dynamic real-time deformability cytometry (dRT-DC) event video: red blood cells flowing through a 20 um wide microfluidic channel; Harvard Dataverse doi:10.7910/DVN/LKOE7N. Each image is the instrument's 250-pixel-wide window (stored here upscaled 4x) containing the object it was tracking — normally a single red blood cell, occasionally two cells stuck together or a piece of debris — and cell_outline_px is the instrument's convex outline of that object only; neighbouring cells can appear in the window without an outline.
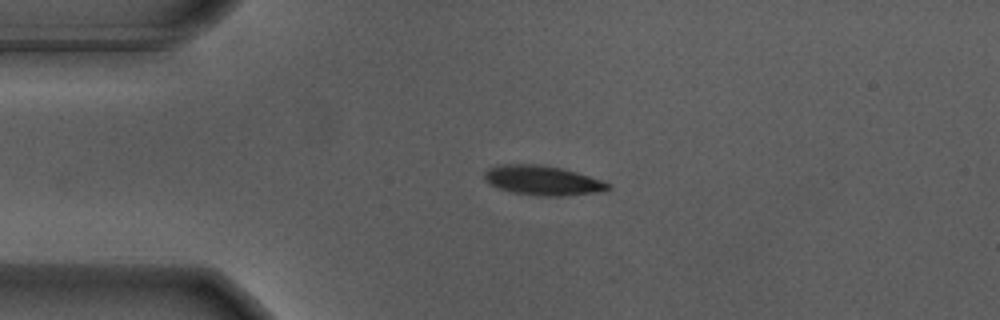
{"species": "Egyptian fruit bat (a non-hibernating species)", "species_latin": "Rousettus aegyptiacus", "temperature_condition": "warm", "stored_images_in_passage": 34, "camera_frame_rate_fps": 3000, "um_per_image_px": 0.085, "animal": {"sex": "male"}, "frame": {"image": 1, "passage_image": 1, "time_ms": 0.0, "image_size_px": [1000, 320], "cell_outline_px": [[612, 188], [596, 192], [560, 196], [540, 196], [512, 192], [488, 184], [484, 180], [484, 172], [488, 168], [500, 164], [536, 164], [560, 168], [576, 172], [612, 184]], "centroid_in_image_um": [46.08, 15.33], "position_along_channel_um": 38.9, "area_um2": 21.15}}
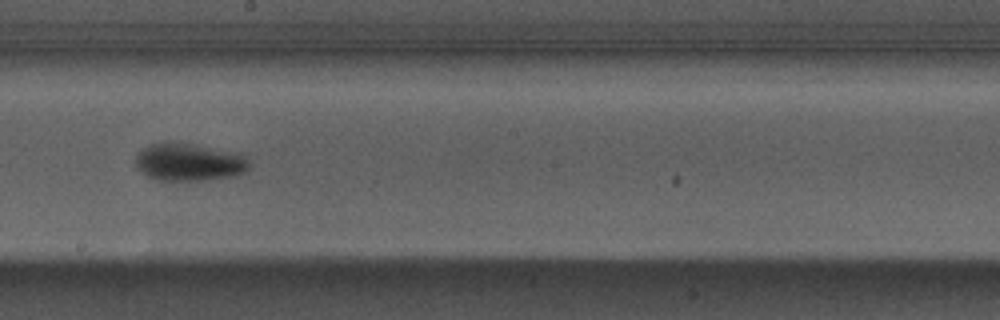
{"frame": {"image": 2, "passage_image": 19, "time_ms": 6.0, "image_size_px": [1000, 320], "cell_outline_px": [[248, 168], [244, 172], [232, 176], [204, 180], [156, 180], [148, 176], [136, 168], [136, 156], [144, 148], [152, 144], [168, 140], [172, 140], [196, 144], [240, 152], [248, 160]], "centroid_in_image_um": [16.07, 13.75], "position_along_channel_um": 232.1, "area_um2": 25.26}}
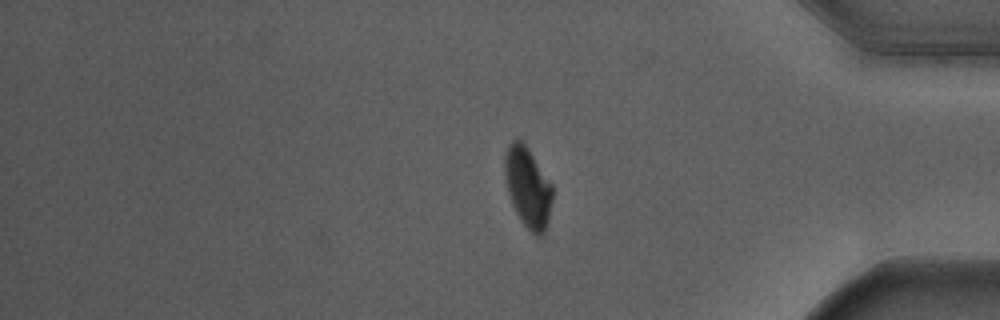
{"frame": {"image": 3, "passage_image": 34, "time_ms": 11.0, "image_size_px": [1000, 320], "cell_outline_px": [[552, 200], [548, 220], [544, 232], [540, 236], [536, 236], [520, 220], [512, 204], [508, 192], [504, 172], [504, 156], [508, 144], [516, 136], [528, 148], [552, 184]], "centroid_in_image_um": [44.85, 15.88], "position_along_channel_um": 390.4, "area_um2": 22.25}, "authors_computed_cell_mechanics": {"area_um2": 23.5246, "velocity_mm_per_s": 3.6854, "shape_relaxation_time_tau1_ms": 2.5496, "shape_relaxation_time_tau2_ms": null, "deformation_change_tau1": 0.1621, "deformation_change_tau2": null}}